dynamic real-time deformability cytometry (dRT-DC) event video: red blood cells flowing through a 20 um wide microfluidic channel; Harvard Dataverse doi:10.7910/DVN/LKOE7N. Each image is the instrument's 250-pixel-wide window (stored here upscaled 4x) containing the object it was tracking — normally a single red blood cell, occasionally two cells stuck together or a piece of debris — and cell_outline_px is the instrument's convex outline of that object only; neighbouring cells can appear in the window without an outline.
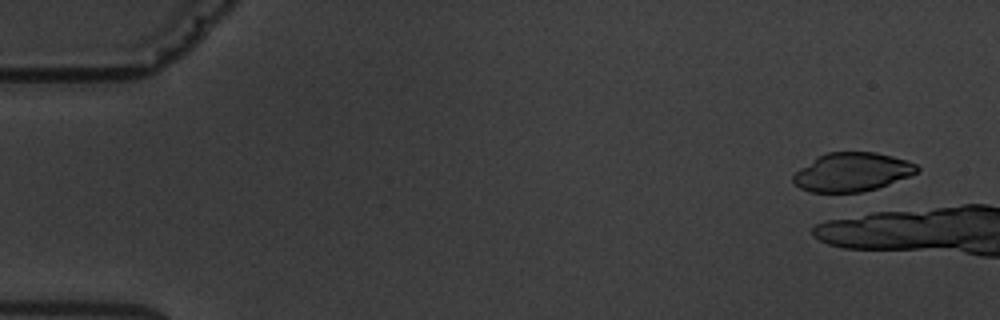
{"species": "common noctule bat (a hibernating species)", "species_latin": "Nyctalus noctula", "temperature_condition": "warm", "stored_images_in_passage": 1, "camera_frame_rate_fps": 3000, "um_per_image_px": 0.085, "animal": {"sex": "male", "body_mass_g": 19.5, "forearm_length_mm": 54.6}, "frame": {"image": 1, "passage_image": 1, "time_ms": 0.0, "image_size_px": [1000, 320], "cell_outline_px": [[920, 172], [888, 184], [864, 192], [812, 192], [800, 188], [792, 184], [792, 176], [800, 168], [816, 156], [828, 152], [876, 152], [908, 160], [916, 164], [920, 168]], "centroid_in_image_um": [72.42, 14.62], "position_along_channel_um": 12.6, "area_um2": 28.15}}